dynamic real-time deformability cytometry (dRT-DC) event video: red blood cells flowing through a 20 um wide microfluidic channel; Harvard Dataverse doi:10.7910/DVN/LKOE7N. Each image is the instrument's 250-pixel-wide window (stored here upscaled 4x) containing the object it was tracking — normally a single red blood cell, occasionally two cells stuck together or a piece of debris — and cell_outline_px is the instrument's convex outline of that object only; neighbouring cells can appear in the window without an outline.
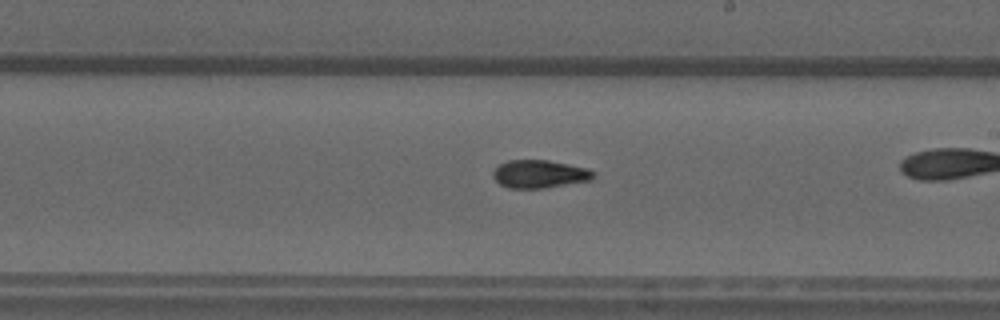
{"species": "common noctule bat (a hibernating species)", "species_latin": "Nyctalus noctula", "temperature_condition": "warm", "stored_images_in_passage": 24, "camera_frame_rate_fps": 3000, "um_per_image_px": 0.085, "animal": {"sex": "male", "forearm_length_mm": 52.5}, "frame": {"image": 1, "passage_image": 14, "time_ms": 4.333, "image_size_px": [1000, 320], "cell_outline_px": [[596, 176], [592, 180], [544, 188], [508, 188], [500, 184], [492, 176], [492, 172], [500, 164], [508, 160], [548, 160], [588, 168], [596, 172]], "centroid_in_image_um": [45.89, 14.79], "position_along_channel_um": 243.1, "area_um2": 16.47}}